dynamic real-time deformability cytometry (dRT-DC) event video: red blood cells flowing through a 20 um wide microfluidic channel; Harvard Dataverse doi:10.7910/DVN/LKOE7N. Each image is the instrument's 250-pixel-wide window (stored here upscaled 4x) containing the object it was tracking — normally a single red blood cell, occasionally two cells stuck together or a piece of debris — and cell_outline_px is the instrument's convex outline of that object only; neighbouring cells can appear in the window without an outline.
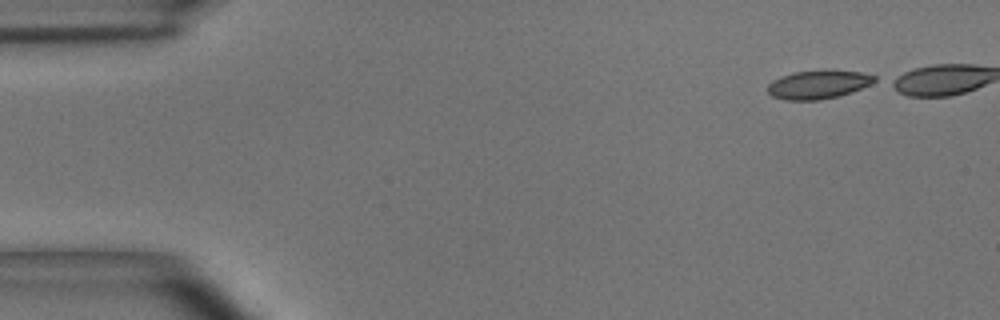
{"species": "common noctule bat (a hibernating species)", "species_latin": "Nyctalus noctula", "temperature_condition": "room temperature", "stored_images_in_passage": 7, "camera_frame_rate_fps": 3000, "um_per_image_px": 0.085, "animal": {"sex": "male", "body_mass_g": 15.6}, "frame": {"image": 1, "passage_image": 1, "time_ms": 0.0, "image_size_px": [1000, 320], "cell_outline_px": [[876, 80], [852, 92], [840, 96], [820, 100], [784, 100], [772, 96], [768, 92], [768, 84], [772, 80], [780, 76], [792, 72], [832, 68], [860, 72], [876, 76]], "centroid_in_image_um": [69.53, 7.16], "position_along_channel_um": 15.5, "area_um2": 18.21}}